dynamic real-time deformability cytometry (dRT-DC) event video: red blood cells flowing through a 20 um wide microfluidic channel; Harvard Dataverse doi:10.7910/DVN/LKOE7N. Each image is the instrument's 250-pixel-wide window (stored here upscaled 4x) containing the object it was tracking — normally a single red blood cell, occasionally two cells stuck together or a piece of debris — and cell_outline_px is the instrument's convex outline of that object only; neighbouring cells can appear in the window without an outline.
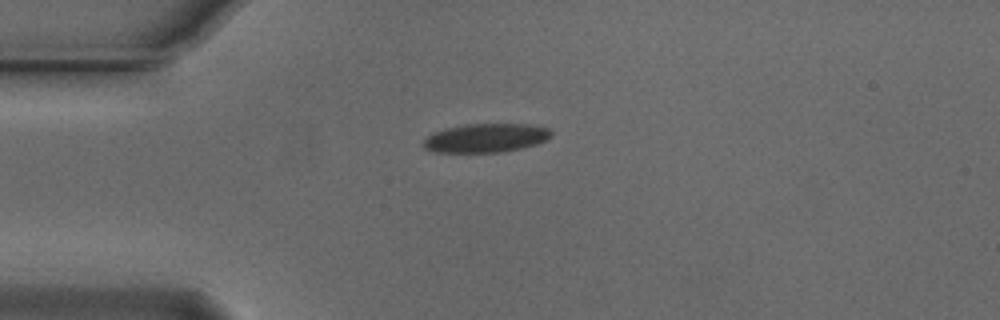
{"species": "Egyptian fruit bat (a non-hibernating species)", "species_latin": "Rousettus aegyptiacus", "temperature_condition": "cold", "stored_images_in_passage": 15, "camera_frame_rate_fps": 3000, "um_per_image_px": 0.085, "animal": {"sex": "male"}, "frame": {"image": 1, "passage_image": 1, "time_ms": 0.0, "image_size_px": [1000, 320], "cell_outline_px": [[552, 136], [536, 144], [520, 148], [500, 152], [432, 152], [424, 148], [424, 140], [432, 132], [444, 128], [464, 124], [528, 124], [548, 128], [552, 132]], "centroid_in_image_um": [41.26, 11.72], "position_along_channel_um": 43.7, "area_um2": 21.44}}
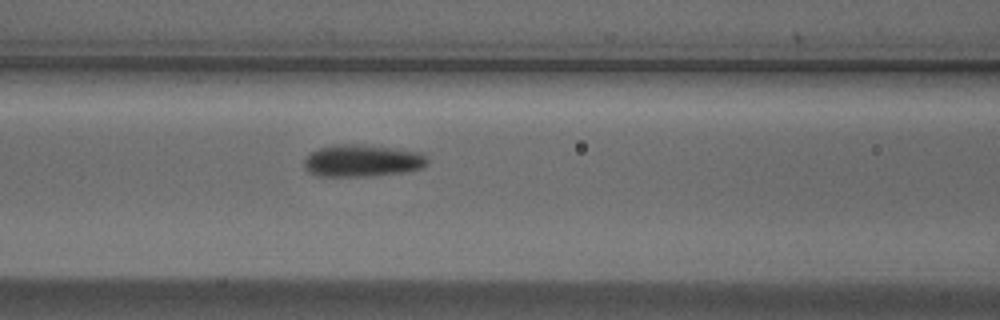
{"frame": {"image": 2, "passage_image": 10, "time_ms": 3.0, "image_size_px": [1000, 320], "cell_outline_px": [[428, 164], [424, 168], [408, 172], [368, 176], [320, 176], [308, 172], [304, 168], [304, 160], [312, 152], [320, 148], [332, 144], [360, 144], [424, 152], [428, 156]], "centroid_in_image_um": [30.86, 13.66], "position_along_channel_um": 135.7, "area_um2": 23.41}}
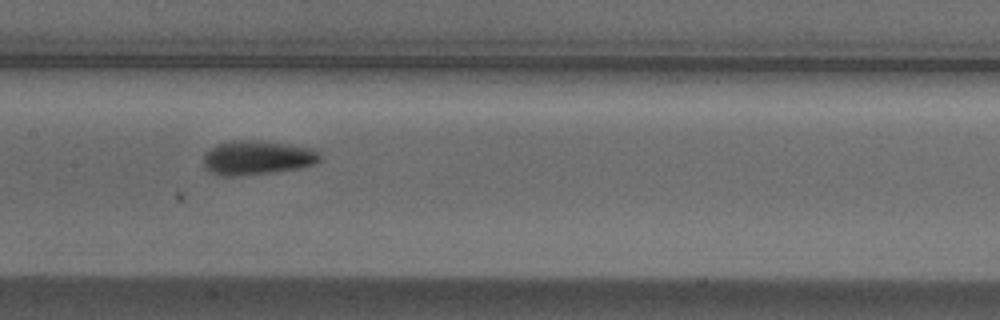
{"frame": {"image": 3, "passage_image": 14, "time_ms": 4.333, "image_size_px": [1000, 320], "cell_outline_px": [[320, 160], [316, 164], [300, 168], [276, 172], [232, 176], [224, 176], [212, 172], [204, 168], [204, 156], [216, 144], [232, 140], [260, 140], [316, 148], [320, 152]], "centroid_in_image_um": [21.92, 13.39], "position_along_channel_um": 185.5, "area_um2": 23.41}}